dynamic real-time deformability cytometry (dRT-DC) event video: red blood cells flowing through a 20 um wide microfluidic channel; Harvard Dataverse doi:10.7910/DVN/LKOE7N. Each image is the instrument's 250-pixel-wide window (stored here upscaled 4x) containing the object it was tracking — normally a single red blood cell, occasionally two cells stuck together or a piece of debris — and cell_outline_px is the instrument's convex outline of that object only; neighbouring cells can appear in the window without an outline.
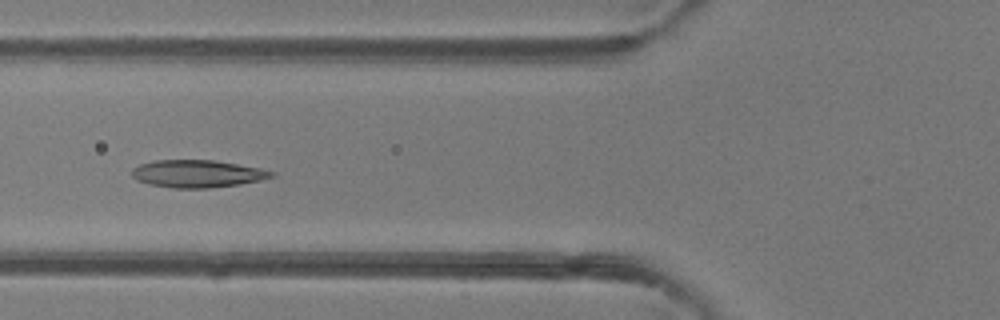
{"species": "common noctule bat (a hibernating species)", "species_latin": "Nyctalus noctula", "temperature_condition": "room temperature", "stored_images_in_passage": 6, "camera_frame_rate_fps": 3000, "um_per_image_px": 0.085, "animal": {"sex": "female"}, "frame": {"image": 1, "passage_image": 6, "time_ms": 5.667, "image_size_px": [1000, 320], "cell_outline_px": [[276, 176], [260, 180], [240, 184], [208, 188], [172, 188], [148, 184], [136, 180], [132, 176], [132, 168], [140, 164], [156, 160], [216, 160], [260, 168], [276, 172]], "centroid_in_image_um": [16.78, 14.76], "position_along_channel_um": 109.0, "area_um2": 22.48}}